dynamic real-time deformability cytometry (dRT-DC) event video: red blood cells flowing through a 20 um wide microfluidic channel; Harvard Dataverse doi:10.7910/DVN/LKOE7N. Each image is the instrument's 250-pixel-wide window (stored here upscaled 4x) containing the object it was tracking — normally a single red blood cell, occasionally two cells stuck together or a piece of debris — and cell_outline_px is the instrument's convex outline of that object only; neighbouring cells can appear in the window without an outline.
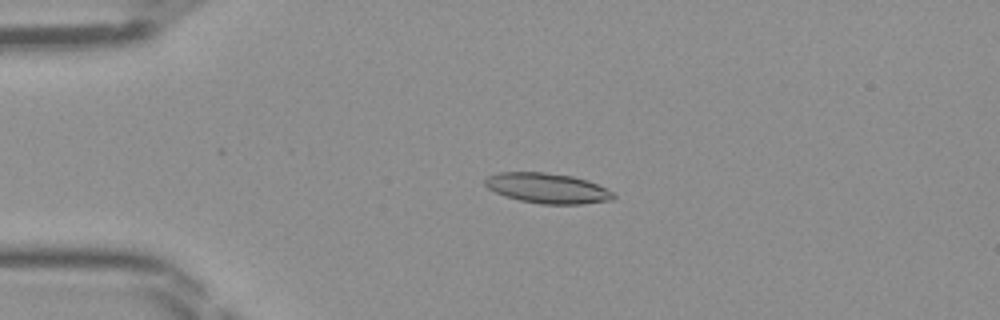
{"species": "Egyptian fruit bat (a non-hibernating species)", "species_latin": "Rousettus aegyptiacus", "temperature_condition": "room temperature", "stored_images_in_passage": 46, "camera_frame_rate_fps": 3000, "um_per_image_px": 0.085, "frame": {"image": 1, "passage_image": 10, "time_ms": 3.0, "image_size_px": [1000, 320], "cell_outline_px": [[616, 196], [612, 200], [584, 204], [540, 204], [520, 200], [504, 196], [488, 188], [484, 184], [484, 180], [488, 176], [500, 172], [540, 172], [572, 176], [588, 180], [612, 192]], "centroid_in_image_um": [46.52, 16.0], "position_along_channel_um": 38.5, "area_um2": 22.48}}
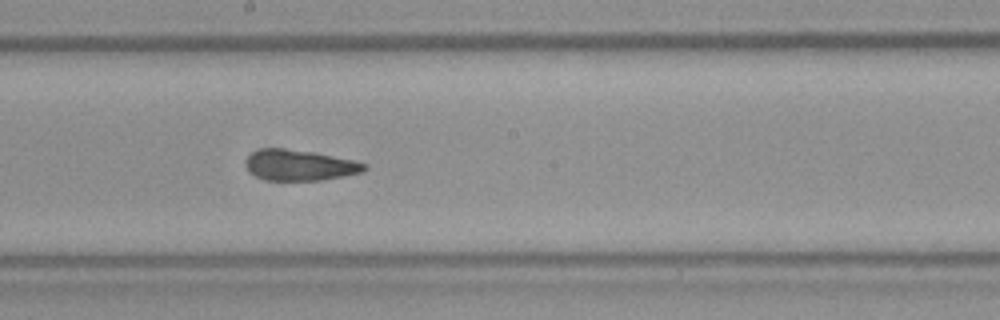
{"frame": {"image": 2, "passage_image": 25, "time_ms": 8.0, "image_size_px": [1000, 320], "cell_outline_px": [[368, 168], [364, 172], [324, 180], [268, 180], [256, 176], [244, 164], [244, 160], [252, 152], [260, 148], [284, 148], [312, 152], [352, 160], [368, 164]], "centroid_in_image_um": [25.48, 14.04], "position_along_channel_um": 222.7, "area_um2": 21.27}}
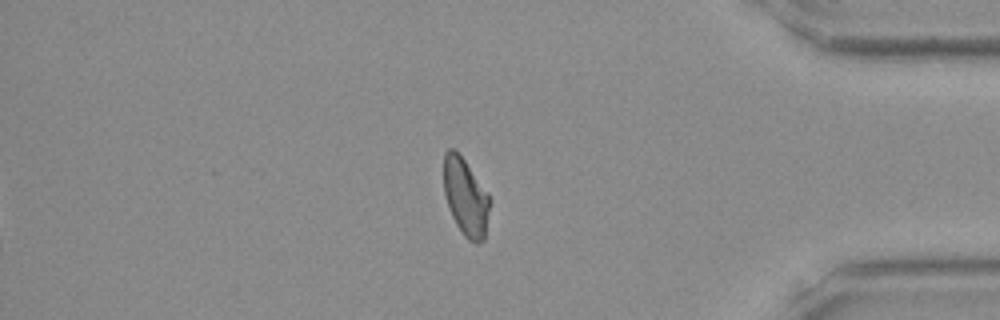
{"frame": {"image": 3, "passage_image": 39, "time_ms": 12.667, "image_size_px": [1000, 320], "cell_outline_px": [[492, 200], [484, 240], [476, 244], [468, 240], [464, 236], [456, 224], [448, 208], [444, 192], [444, 152], [448, 148], [452, 148], [464, 160], [488, 192]], "centroid_in_image_um": [39.6, 16.79], "position_along_channel_um": 395.6, "area_um2": 20.98}}